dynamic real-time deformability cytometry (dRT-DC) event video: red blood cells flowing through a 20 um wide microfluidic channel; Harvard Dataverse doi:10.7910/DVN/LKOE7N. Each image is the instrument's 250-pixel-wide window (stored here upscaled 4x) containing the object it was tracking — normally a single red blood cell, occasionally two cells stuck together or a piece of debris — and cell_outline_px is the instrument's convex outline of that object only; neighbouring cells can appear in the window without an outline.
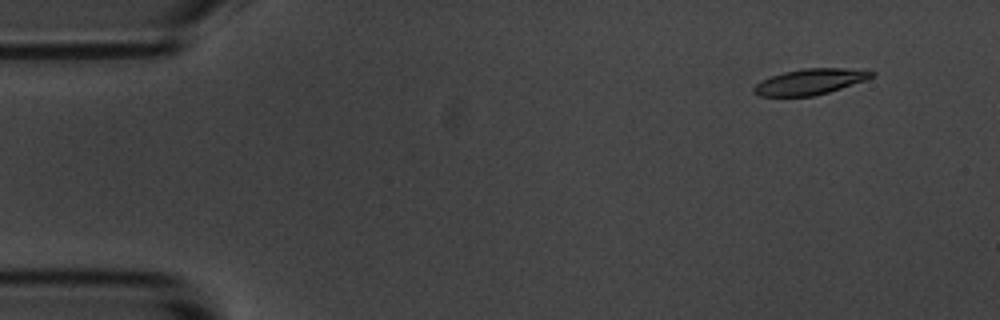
{"species": "common noctule bat (a hibernating species)", "species_latin": "Nyctalus noctula", "temperature_condition": "room temperature", "stored_images_in_passage": 5, "camera_frame_rate_fps": 3000, "um_per_image_px": 0.085, "animal": {"sex": "male", "body_mass_g": 20.1, "forearm_length_mm": 53.5}, "frame": {"image": 1, "passage_image": 2, "time_ms": 1.333, "image_size_px": [1000, 320], "cell_outline_px": [[876, 72], [872, 76], [864, 80], [828, 92], [812, 96], [760, 96], [752, 92], [752, 88], [756, 84], [772, 76], [784, 72], [804, 68], [868, 68]], "centroid_in_image_um": [68.89, 6.93], "position_along_channel_um": 16.1, "area_um2": 17.63}}
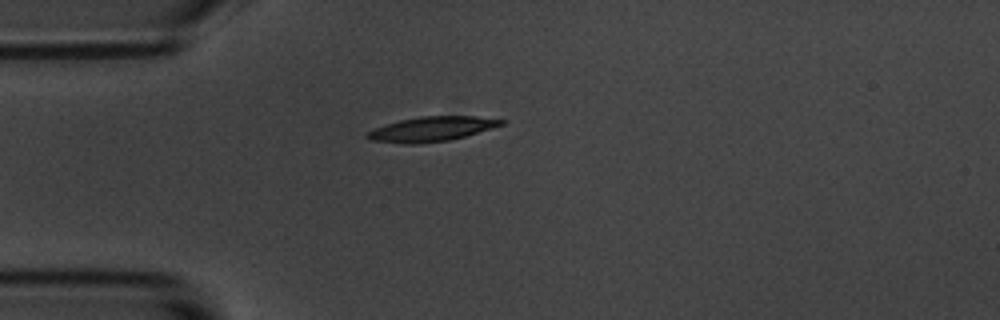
{"frame": {"image": 2, "passage_image": 5, "time_ms": 4.667, "image_size_px": [1000, 320], "cell_outline_px": [[508, 120], [504, 124], [464, 136], [448, 140], [412, 144], [404, 144], [368, 140], [364, 136], [368, 132], [376, 128], [400, 120], [420, 116], [476, 116]], "centroid_in_image_um": [36.68, 10.96], "position_along_channel_um": 48.3, "area_um2": 19.07}}